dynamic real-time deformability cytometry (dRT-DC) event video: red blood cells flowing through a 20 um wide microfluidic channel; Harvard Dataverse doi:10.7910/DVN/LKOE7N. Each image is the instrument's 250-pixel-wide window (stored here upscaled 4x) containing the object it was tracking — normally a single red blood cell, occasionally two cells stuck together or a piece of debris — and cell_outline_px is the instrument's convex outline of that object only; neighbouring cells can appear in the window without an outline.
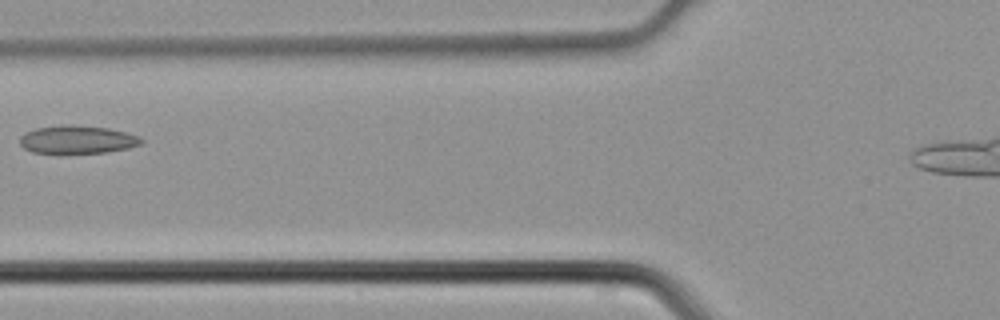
{"species": "common noctule bat (a hibernating species)", "species_latin": "Nyctalus noctula", "temperature_condition": "cold", "stored_images_in_passage": 5, "camera_frame_rate_fps": 3000, "um_per_image_px": 0.085, "animal": {"sex": "male", "body_mass_g": 21.5, "forearm_length_mm": 52.0}, "frame": {"image": 1, "passage_image": 4, "time_ms": 1.0, "image_size_px": [1000, 320], "cell_outline_px": [[144, 144], [128, 148], [104, 152], [60, 156], [56, 156], [32, 152], [24, 148], [20, 144], [20, 136], [24, 132], [36, 128], [60, 124], [72, 124], [108, 128], [140, 136], [144, 140]], "centroid_in_image_um": [6.52, 11.9], "position_along_channel_um": 119.3, "area_um2": 20.92}}